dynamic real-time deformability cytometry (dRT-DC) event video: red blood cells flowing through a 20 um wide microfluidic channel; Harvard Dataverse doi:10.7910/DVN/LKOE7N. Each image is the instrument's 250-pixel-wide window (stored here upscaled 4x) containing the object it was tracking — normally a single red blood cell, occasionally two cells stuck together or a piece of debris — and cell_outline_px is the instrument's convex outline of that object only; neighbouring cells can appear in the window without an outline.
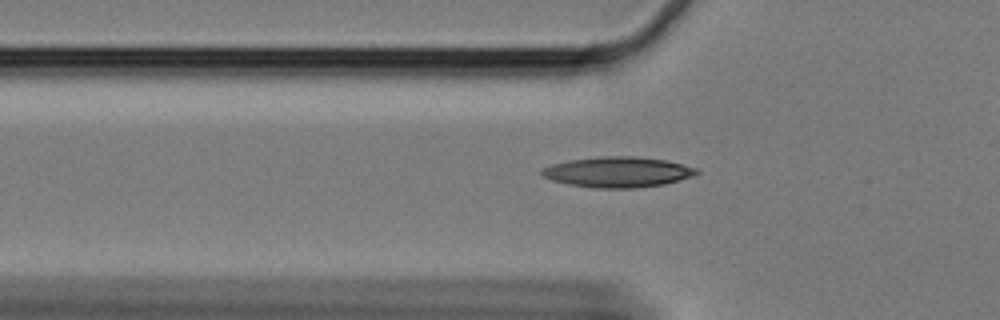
{"species": "Egyptian fruit bat (a non-hibernating species)", "species_latin": "Rousettus aegyptiacus", "temperature_condition": "cold", "stored_images_in_passage": 42, "camera_frame_rate_fps": 3000, "um_per_image_px": 0.085, "animal": {"sex": "female"}, "frame": {"image": 1, "passage_image": 8, "time_ms": 2.333, "image_size_px": [1000, 320], "cell_outline_px": [[700, 172], [696, 176], [664, 184], [636, 188], [596, 188], [568, 184], [552, 180], [544, 176], [540, 172], [544, 168], [552, 164], [568, 160], [600, 156], [636, 156], [664, 160], [696, 168]], "centroid_in_image_um": [52.53, 14.62], "position_along_channel_um": 73.3, "area_um2": 27.46}}
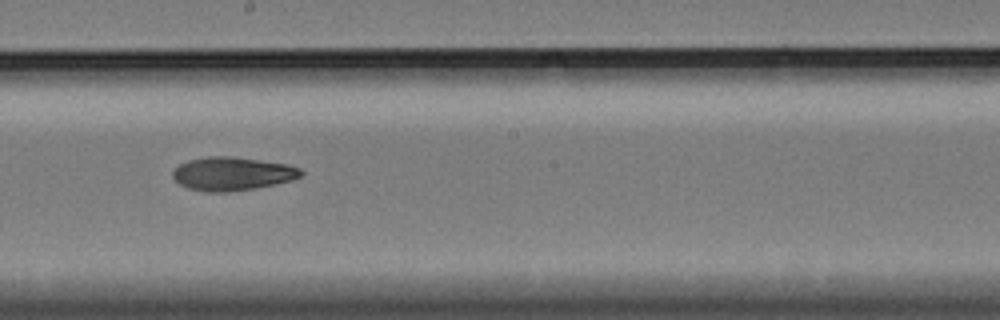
{"frame": {"image": 2, "passage_image": 22, "time_ms": 7.0, "image_size_px": [1000, 320], "cell_outline_px": [[304, 172], [300, 176], [292, 180], [256, 188], [228, 192], [208, 192], [188, 188], [180, 184], [172, 176], [172, 172], [180, 164], [188, 160], [208, 156], [232, 156], [288, 164], [300, 168]], "centroid_in_image_um": [19.75, 14.76], "position_along_channel_um": 228.5, "area_um2": 24.97}}
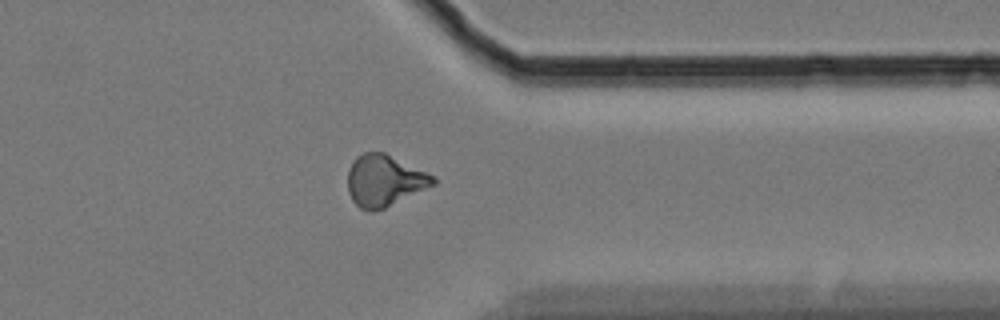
{"frame": {"image": 3, "passage_image": 36, "time_ms": 11.667, "image_size_px": [1000, 320], "cell_outline_px": [[436, 184], [384, 208], [372, 212], [368, 212], [360, 208], [352, 200], [348, 192], [348, 168], [352, 160], [356, 156], [364, 152], [384, 152], [432, 176], [436, 180]], "centroid_in_image_um": [32.61, 15.36], "position_along_channel_um": 378.8, "area_um2": 25.37}}